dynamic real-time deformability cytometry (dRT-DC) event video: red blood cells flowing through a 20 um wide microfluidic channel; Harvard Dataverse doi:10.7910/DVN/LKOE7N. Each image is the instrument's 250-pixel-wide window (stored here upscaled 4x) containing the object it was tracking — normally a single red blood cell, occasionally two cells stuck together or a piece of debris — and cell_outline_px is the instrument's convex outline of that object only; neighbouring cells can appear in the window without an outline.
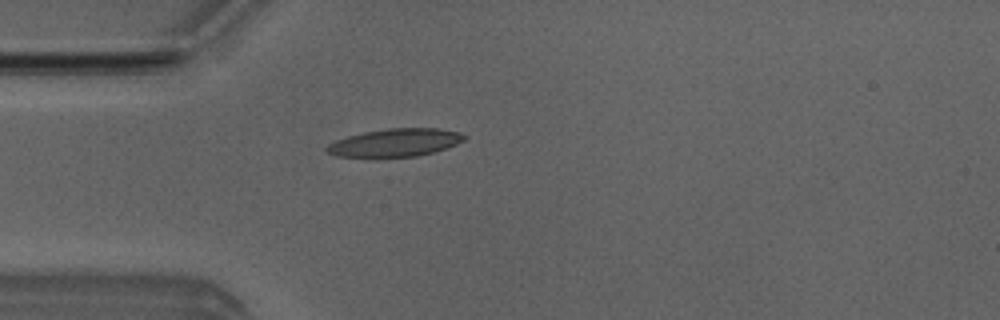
{"species": "Egyptian fruit bat (a non-hibernating species)", "species_latin": "Rousettus aegyptiacus", "temperature_condition": "room temperature", "stored_images_in_passage": 49, "camera_frame_rate_fps": 3000, "um_per_image_px": 0.085, "animal": {"sex": "male"}, "frame": {"image": 1, "passage_image": 12, "time_ms": 3.667, "image_size_px": [1000, 320], "cell_outline_px": [[464, 140], [456, 144], [432, 152], [416, 156], [376, 160], [372, 160], [336, 156], [328, 152], [324, 148], [328, 144], [336, 140], [348, 136], [364, 132], [388, 128], [440, 128], [460, 132], [464, 136]], "centroid_in_image_um": [33.49, 12.17], "position_along_channel_um": 51.5, "area_um2": 23.12}}
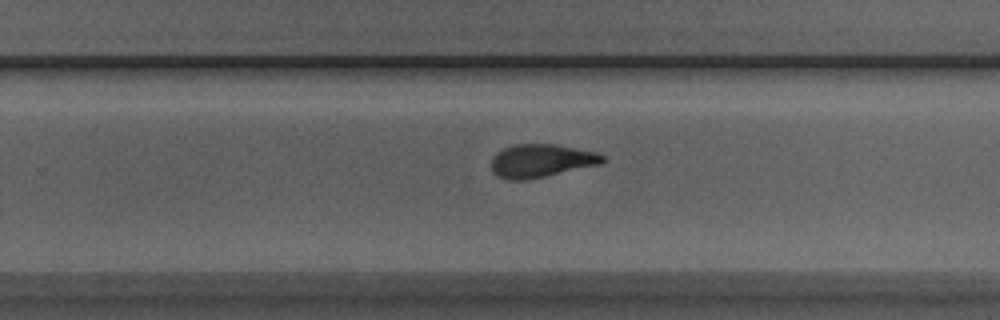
{"frame": {"image": 2, "passage_image": 30, "time_ms": 9.667, "image_size_px": [1000, 320], "cell_outline_px": [[604, 160], [600, 164], [544, 176], [524, 180], [508, 180], [496, 176], [492, 172], [492, 160], [496, 152], [512, 144], [552, 144], [596, 152], [604, 156]], "centroid_in_image_um": [45.94, 13.66], "position_along_channel_um": 283.9, "area_um2": 21.27}}
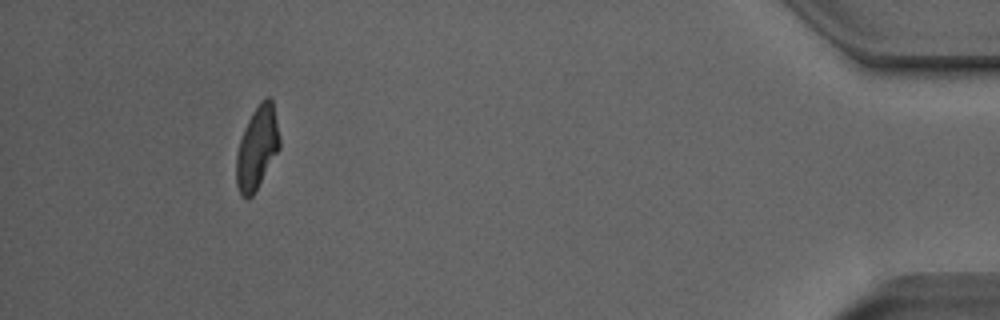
{"frame": {"image": 3, "passage_image": 45, "time_ms": 14.667, "image_size_px": [1000, 320], "cell_outline_px": [[280, 148], [252, 196], [248, 200], [244, 200], [240, 196], [236, 184], [236, 156], [240, 140], [244, 128], [252, 112], [260, 100], [264, 96], [268, 96], [272, 100], [280, 140]], "centroid_in_image_um": [21.83, 12.58], "position_along_channel_um": 413.4, "area_um2": 20.92}, "authors_computed_cell_mechanics": {"area_um2": 21.6172, "velocity_mm_per_s": 3.9985, "shape_relaxation_time_tau1_ms": 6.7849, "shape_relaxation_time_tau2_ms": 1.8707, "deformation_change_tau1": 0.2031, "deformation_change_tau2": 0.1004}}